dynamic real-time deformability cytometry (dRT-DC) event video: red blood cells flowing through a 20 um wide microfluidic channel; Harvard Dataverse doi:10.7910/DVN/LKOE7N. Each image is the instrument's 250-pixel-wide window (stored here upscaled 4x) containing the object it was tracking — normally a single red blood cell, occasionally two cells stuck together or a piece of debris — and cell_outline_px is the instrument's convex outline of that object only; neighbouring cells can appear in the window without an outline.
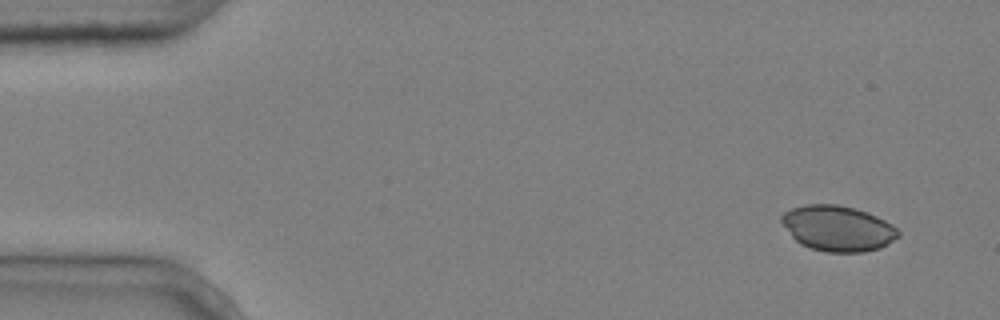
{"species": "common noctule bat (a hibernating species)", "species_latin": "Nyctalus noctula", "temperature_condition": "cold", "stored_images_in_passage": 4, "camera_frame_rate_fps": 3000, "um_per_image_px": 0.085, "animal": {"sex": "male", "body_mass_g": 20.4}, "frame": {"image": 1, "passage_image": 1, "time_ms": 0.0, "image_size_px": [1000, 320], "cell_outline_px": [[900, 236], [888, 244], [880, 248], [864, 252], [828, 252], [812, 248], [800, 244], [792, 236], [780, 220], [780, 216], [784, 212], [792, 208], [804, 204], [836, 204], [868, 212], [892, 224], [900, 232]], "centroid_in_image_um": [71.22, 19.41], "position_along_channel_um": 13.8, "area_um2": 30.92}}
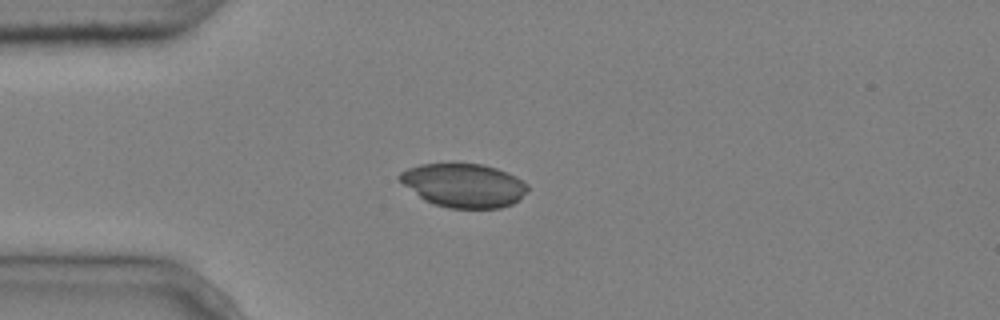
{"frame": {"image": 2, "passage_image": 4, "time_ms": 1.0, "image_size_px": [1000, 320], "cell_outline_px": [[528, 192], [512, 204], [500, 208], [448, 208], [432, 204], [424, 200], [404, 184], [396, 176], [400, 172], [408, 168], [420, 164], [484, 164], [508, 172], [516, 176], [528, 184]], "centroid_in_image_um": [39.44, 15.76], "position_along_channel_um": 45.6, "area_um2": 32.66}}